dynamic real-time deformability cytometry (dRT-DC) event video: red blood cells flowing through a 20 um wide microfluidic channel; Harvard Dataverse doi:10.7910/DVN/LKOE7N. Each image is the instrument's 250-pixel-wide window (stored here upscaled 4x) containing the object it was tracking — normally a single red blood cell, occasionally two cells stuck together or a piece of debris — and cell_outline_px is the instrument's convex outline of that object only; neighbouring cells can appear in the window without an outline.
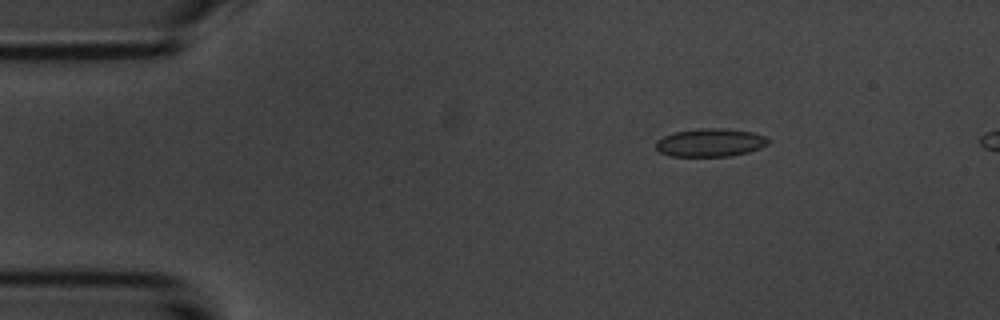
{"species": "common noctule bat (a hibernating species)", "species_latin": "Nyctalus noctula", "temperature_condition": "room temperature", "stored_images_in_passage": 6, "camera_frame_rate_fps": 3000, "um_per_image_px": 0.085, "animal": {"sex": "male", "body_mass_g": 20.1, "forearm_length_mm": 53.5}, "frame": {"image": 1, "passage_image": 1, "time_ms": 0.0, "image_size_px": [1000, 320], "cell_outline_px": [[768, 144], [760, 148], [748, 152], [728, 156], [672, 156], [660, 152], [656, 148], [656, 140], [664, 136], [676, 132], [700, 128], [724, 128], [752, 132], [764, 136], [768, 140]], "centroid_in_image_um": [60.36, 12.12], "position_along_channel_um": 24.6, "area_um2": 18.26}}